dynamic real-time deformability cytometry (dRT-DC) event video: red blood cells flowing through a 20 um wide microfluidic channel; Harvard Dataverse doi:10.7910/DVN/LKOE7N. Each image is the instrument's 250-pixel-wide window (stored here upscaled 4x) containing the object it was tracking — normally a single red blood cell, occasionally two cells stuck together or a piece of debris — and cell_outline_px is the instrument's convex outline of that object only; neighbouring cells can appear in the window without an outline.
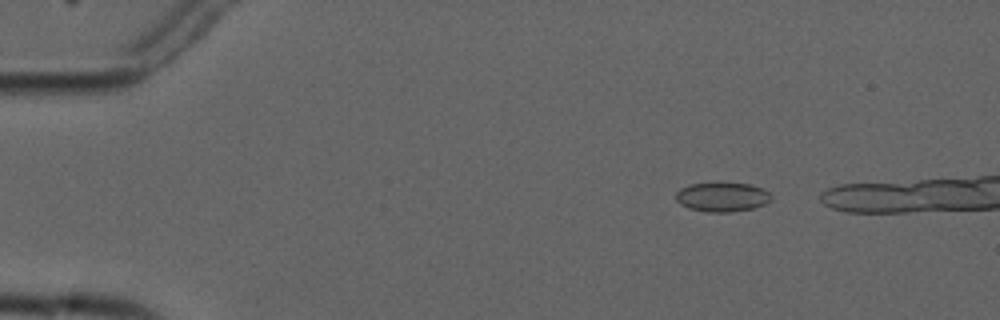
{"species": "common noctule bat (a hibernating species)", "species_latin": "Nyctalus noctula", "temperature_condition": "cold", "stored_images_in_passage": 5, "camera_frame_rate_fps": 3000, "um_per_image_px": 0.085, "animal": {"sex": "male", "forearm_length_mm": 52.5}, "frame": {"image": 1, "passage_image": 1, "time_ms": 0.0, "image_size_px": [1000, 320], "cell_outline_px": [[772, 200], [764, 204], [752, 208], [728, 212], [708, 212], [688, 208], [680, 204], [676, 200], [676, 192], [680, 188], [688, 184], [716, 180], [752, 184], [764, 188], [772, 196]], "centroid_in_image_um": [61.37, 16.68], "position_along_channel_um": 23.6, "area_um2": 17.05}}